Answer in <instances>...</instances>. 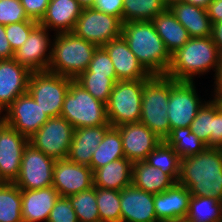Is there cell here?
Returning <instances> with one entry per match:
<instances>
[{"mask_svg":"<svg viewBox=\"0 0 222 222\" xmlns=\"http://www.w3.org/2000/svg\"><path fill=\"white\" fill-rule=\"evenodd\" d=\"M75 81L95 99L107 104L112 89L119 80L100 75H79Z\"/></svg>","mask_w":222,"mask_h":222,"instance_id":"8d00e7d4","label":"cell"},{"mask_svg":"<svg viewBox=\"0 0 222 222\" xmlns=\"http://www.w3.org/2000/svg\"><path fill=\"white\" fill-rule=\"evenodd\" d=\"M74 129L110 125L106 104L95 99L75 80L64 97L61 115Z\"/></svg>","mask_w":222,"mask_h":222,"instance_id":"8992f818","label":"cell"},{"mask_svg":"<svg viewBox=\"0 0 222 222\" xmlns=\"http://www.w3.org/2000/svg\"><path fill=\"white\" fill-rule=\"evenodd\" d=\"M82 10L77 0H50L39 24L54 34L73 32Z\"/></svg>","mask_w":222,"mask_h":222,"instance_id":"44dd1931","label":"cell"},{"mask_svg":"<svg viewBox=\"0 0 222 222\" xmlns=\"http://www.w3.org/2000/svg\"><path fill=\"white\" fill-rule=\"evenodd\" d=\"M47 222H78L74 208L67 197H59L56 200Z\"/></svg>","mask_w":222,"mask_h":222,"instance_id":"b9f144b4","label":"cell"},{"mask_svg":"<svg viewBox=\"0 0 222 222\" xmlns=\"http://www.w3.org/2000/svg\"><path fill=\"white\" fill-rule=\"evenodd\" d=\"M146 163L150 166L159 168L165 174H168L176 183L180 174L181 158L164 140L148 154Z\"/></svg>","mask_w":222,"mask_h":222,"instance_id":"d6a6232c","label":"cell"},{"mask_svg":"<svg viewBox=\"0 0 222 222\" xmlns=\"http://www.w3.org/2000/svg\"><path fill=\"white\" fill-rule=\"evenodd\" d=\"M218 148H219V150H220V152L222 154V143L218 146Z\"/></svg>","mask_w":222,"mask_h":222,"instance_id":"9f6ffc18","label":"cell"},{"mask_svg":"<svg viewBox=\"0 0 222 222\" xmlns=\"http://www.w3.org/2000/svg\"><path fill=\"white\" fill-rule=\"evenodd\" d=\"M211 97L217 102L219 108L222 110V92H212Z\"/></svg>","mask_w":222,"mask_h":222,"instance_id":"816d5d0a","label":"cell"},{"mask_svg":"<svg viewBox=\"0 0 222 222\" xmlns=\"http://www.w3.org/2000/svg\"><path fill=\"white\" fill-rule=\"evenodd\" d=\"M186 216L192 222H222V201L211 196H191Z\"/></svg>","mask_w":222,"mask_h":222,"instance_id":"4dcf8cb0","label":"cell"},{"mask_svg":"<svg viewBox=\"0 0 222 222\" xmlns=\"http://www.w3.org/2000/svg\"><path fill=\"white\" fill-rule=\"evenodd\" d=\"M73 80L49 71L32 72L27 92L49 117H57L61 115L64 97Z\"/></svg>","mask_w":222,"mask_h":222,"instance_id":"ba28073f","label":"cell"},{"mask_svg":"<svg viewBox=\"0 0 222 222\" xmlns=\"http://www.w3.org/2000/svg\"><path fill=\"white\" fill-rule=\"evenodd\" d=\"M55 161L28 143L23 151L20 174L14 184L21 190L52 186Z\"/></svg>","mask_w":222,"mask_h":222,"instance_id":"7c38bea8","label":"cell"},{"mask_svg":"<svg viewBox=\"0 0 222 222\" xmlns=\"http://www.w3.org/2000/svg\"><path fill=\"white\" fill-rule=\"evenodd\" d=\"M121 36L151 75L166 74L171 63V54L151 21L125 22Z\"/></svg>","mask_w":222,"mask_h":222,"instance_id":"3957f363","label":"cell"},{"mask_svg":"<svg viewBox=\"0 0 222 222\" xmlns=\"http://www.w3.org/2000/svg\"><path fill=\"white\" fill-rule=\"evenodd\" d=\"M183 0H162L163 4L166 6V8H170L172 5L176 3H180Z\"/></svg>","mask_w":222,"mask_h":222,"instance_id":"11a10c76","label":"cell"},{"mask_svg":"<svg viewBox=\"0 0 222 222\" xmlns=\"http://www.w3.org/2000/svg\"><path fill=\"white\" fill-rule=\"evenodd\" d=\"M164 141L173 147L181 160L199 154L207 147L190 127L172 129Z\"/></svg>","mask_w":222,"mask_h":222,"instance_id":"f546056e","label":"cell"},{"mask_svg":"<svg viewBox=\"0 0 222 222\" xmlns=\"http://www.w3.org/2000/svg\"><path fill=\"white\" fill-rule=\"evenodd\" d=\"M122 25L123 22L118 17L92 7L83 8L73 32L97 47H103L110 40L121 36Z\"/></svg>","mask_w":222,"mask_h":222,"instance_id":"8fae6325","label":"cell"},{"mask_svg":"<svg viewBox=\"0 0 222 222\" xmlns=\"http://www.w3.org/2000/svg\"><path fill=\"white\" fill-rule=\"evenodd\" d=\"M123 0H95L93 9L118 17L122 21Z\"/></svg>","mask_w":222,"mask_h":222,"instance_id":"f6af8a7d","label":"cell"},{"mask_svg":"<svg viewBox=\"0 0 222 222\" xmlns=\"http://www.w3.org/2000/svg\"><path fill=\"white\" fill-rule=\"evenodd\" d=\"M74 208L78 222H98L100 215L96 200V187L67 197Z\"/></svg>","mask_w":222,"mask_h":222,"instance_id":"e575fe53","label":"cell"},{"mask_svg":"<svg viewBox=\"0 0 222 222\" xmlns=\"http://www.w3.org/2000/svg\"><path fill=\"white\" fill-rule=\"evenodd\" d=\"M21 189L14 183L0 184V222H23Z\"/></svg>","mask_w":222,"mask_h":222,"instance_id":"1f68e13d","label":"cell"},{"mask_svg":"<svg viewBox=\"0 0 222 222\" xmlns=\"http://www.w3.org/2000/svg\"><path fill=\"white\" fill-rule=\"evenodd\" d=\"M162 222H192L187 216L185 217H177L174 219H168Z\"/></svg>","mask_w":222,"mask_h":222,"instance_id":"db71d44e","label":"cell"},{"mask_svg":"<svg viewBox=\"0 0 222 222\" xmlns=\"http://www.w3.org/2000/svg\"><path fill=\"white\" fill-rule=\"evenodd\" d=\"M178 184L192 196H211L222 201V154L218 147H206L201 153L180 161Z\"/></svg>","mask_w":222,"mask_h":222,"instance_id":"6da1fadb","label":"cell"},{"mask_svg":"<svg viewBox=\"0 0 222 222\" xmlns=\"http://www.w3.org/2000/svg\"><path fill=\"white\" fill-rule=\"evenodd\" d=\"M0 118L28 139L50 118L26 92L20 95Z\"/></svg>","mask_w":222,"mask_h":222,"instance_id":"4fadbf2b","label":"cell"},{"mask_svg":"<svg viewBox=\"0 0 222 222\" xmlns=\"http://www.w3.org/2000/svg\"><path fill=\"white\" fill-rule=\"evenodd\" d=\"M80 75H100L108 78H117L111 58L103 47H97L87 70Z\"/></svg>","mask_w":222,"mask_h":222,"instance_id":"f35d334b","label":"cell"},{"mask_svg":"<svg viewBox=\"0 0 222 222\" xmlns=\"http://www.w3.org/2000/svg\"><path fill=\"white\" fill-rule=\"evenodd\" d=\"M175 183L168 174L150 166L146 161H137L132 165V185L138 189L156 195Z\"/></svg>","mask_w":222,"mask_h":222,"instance_id":"4316f807","label":"cell"},{"mask_svg":"<svg viewBox=\"0 0 222 222\" xmlns=\"http://www.w3.org/2000/svg\"><path fill=\"white\" fill-rule=\"evenodd\" d=\"M219 63L220 51L210 36L190 38L171 54V63L165 76L176 81L194 82L195 78L209 72L216 73Z\"/></svg>","mask_w":222,"mask_h":222,"instance_id":"7a4b0ae2","label":"cell"},{"mask_svg":"<svg viewBox=\"0 0 222 222\" xmlns=\"http://www.w3.org/2000/svg\"><path fill=\"white\" fill-rule=\"evenodd\" d=\"M53 36L51 61L47 71L75 80L87 70L97 46L74 32L56 33Z\"/></svg>","mask_w":222,"mask_h":222,"instance_id":"277c9868","label":"cell"},{"mask_svg":"<svg viewBox=\"0 0 222 222\" xmlns=\"http://www.w3.org/2000/svg\"><path fill=\"white\" fill-rule=\"evenodd\" d=\"M38 24L34 20L5 25L6 38L15 52L27 40L31 30Z\"/></svg>","mask_w":222,"mask_h":222,"instance_id":"ab89813d","label":"cell"},{"mask_svg":"<svg viewBox=\"0 0 222 222\" xmlns=\"http://www.w3.org/2000/svg\"><path fill=\"white\" fill-rule=\"evenodd\" d=\"M222 143V110L213 99V126L209 139V147H218Z\"/></svg>","mask_w":222,"mask_h":222,"instance_id":"ee69618b","label":"cell"},{"mask_svg":"<svg viewBox=\"0 0 222 222\" xmlns=\"http://www.w3.org/2000/svg\"><path fill=\"white\" fill-rule=\"evenodd\" d=\"M120 158H125L122 138L120 132L115 127H111L94 151L90 168L94 172L96 169Z\"/></svg>","mask_w":222,"mask_h":222,"instance_id":"f1b7e54d","label":"cell"},{"mask_svg":"<svg viewBox=\"0 0 222 222\" xmlns=\"http://www.w3.org/2000/svg\"><path fill=\"white\" fill-rule=\"evenodd\" d=\"M151 22L170 54H173L190 39L188 31L169 8L156 15Z\"/></svg>","mask_w":222,"mask_h":222,"instance_id":"83f0119b","label":"cell"},{"mask_svg":"<svg viewBox=\"0 0 222 222\" xmlns=\"http://www.w3.org/2000/svg\"><path fill=\"white\" fill-rule=\"evenodd\" d=\"M169 9L188 31L190 38L211 35L212 24L205 8L180 2Z\"/></svg>","mask_w":222,"mask_h":222,"instance_id":"484cf974","label":"cell"},{"mask_svg":"<svg viewBox=\"0 0 222 222\" xmlns=\"http://www.w3.org/2000/svg\"><path fill=\"white\" fill-rule=\"evenodd\" d=\"M122 22L151 21L167 8L162 0H123Z\"/></svg>","mask_w":222,"mask_h":222,"instance_id":"836d02e7","label":"cell"},{"mask_svg":"<svg viewBox=\"0 0 222 222\" xmlns=\"http://www.w3.org/2000/svg\"><path fill=\"white\" fill-rule=\"evenodd\" d=\"M199 96L195 81H176L171 79V91L167 108V117L171 130L190 127L199 108L206 101Z\"/></svg>","mask_w":222,"mask_h":222,"instance_id":"9c48e42d","label":"cell"},{"mask_svg":"<svg viewBox=\"0 0 222 222\" xmlns=\"http://www.w3.org/2000/svg\"><path fill=\"white\" fill-rule=\"evenodd\" d=\"M28 18L40 22L46 13L50 0H20Z\"/></svg>","mask_w":222,"mask_h":222,"instance_id":"7bdbcfd3","label":"cell"},{"mask_svg":"<svg viewBox=\"0 0 222 222\" xmlns=\"http://www.w3.org/2000/svg\"><path fill=\"white\" fill-rule=\"evenodd\" d=\"M121 135L125 158L132 163L145 161L162 141L154 132L142 123L123 124L115 127Z\"/></svg>","mask_w":222,"mask_h":222,"instance_id":"e0dca14e","label":"cell"},{"mask_svg":"<svg viewBox=\"0 0 222 222\" xmlns=\"http://www.w3.org/2000/svg\"><path fill=\"white\" fill-rule=\"evenodd\" d=\"M211 24L222 20V0H212L206 8Z\"/></svg>","mask_w":222,"mask_h":222,"instance_id":"7dc6e473","label":"cell"},{"mask_svg":"<svg viewBox=\"0 0 222 222\" xmlns=\"http://www.w3.org/2000/svg\"><path fill=\"white\" fill-rule=\"evenodd\" d=\"M59 197L53 186L21 190L23 222H47L54 203Z\"/></svg>","mask_w":222,"mask_h":222,"instance_id":"7402d4cb","label":"cell"},{"mask_svg":"<svg viewBox=\"0 0 222 222\" xmlns=\"http://www.w3.org/2000/svg\"><path fill=\"white\" fill-rule=\"evenodd\" d=\"M74 127L62 116L50 117L29 138V144L55 160L67 159Z\"/></svg>","mask_w":222,"mask_h":222,"instance_id":"30bf717a","label":"cell"},{"mask_svg":"<svg viewBox=\"0 0 222 222\" xmlns=\"http://www.w3.org/2000/svg\"><path fill=\"white\" fill-rule=\"evenodd\" d=\"M171 78L153 75L145 84L142 93L140 123L146 125L164 140L171 132L168 119V102Z\"/></svg>","mask_w":222,"mask_h":222,"instance_id":"5b68a950","label":"cell"},{"mask_svg":"<svg viewBox=\"0 0 222 222\" xmlns=\"http://www.w3.org/2000/svg\"><path fill=\"white\" fill-rule=\"evenodd\" d=\"M29 139L0 118V181L14 183Z\"/></svg>","mask_w":222,"mask_h":222,"instance_id":"5bb4252c","label":"cell"},{"mask_svg":"<svg viewBox=\"0 0 222 222\" xmlns=\"http://www.w3.org/2000/svg\"><path fill=\"white\" fill-rule=\"evenodd\" d=\"M214 78V88H212L213 91L211 92H222V63L220 62L217 68L216 73L213 74Z\"/></svg>","mask_w":222,"mask_h":222,"instance_id":"681fc988","label":"cell"},{"mask_svg":"<svg viewBox=\"0 0 222 222\" xmlns=\"http://www.w3.org/2000/svg\"><path fill=\"white\" fill-rule=\"evenodd\" d=\"M103 48L111 58L119 81L150 79L153 76L138 61L122 36L110 40Z\"/></svg>","mask_w":222,"mask_h":222,"instance_id":"d6986e66","label":"cell"},{"mask_svg":"<svg viewBox=\"0 0 222 222\" xmlns=\"http://www.w3.org/2000/svg\"><path fill=\"white\" fill-rule=\"evenodd\" d=\"M15 52L6 38L5 25L0 24V60L13 59Z\"/></svg>","mask_w":222,"mask_h":222,"instance_id":"bcb514c9","label":"cell"},{"mask_svg":"<svg viewBox=\"0 0 222 222\" xmlns=\"http://www.w3.org/2000/svg\"><path fill=\"white\" fill-rule=\"evenodd\" d=\"M97 207L102 222H121L120 191L96 187Z\"/></svg>","mask_w":222,"mask_h":222,"instance_id":"d590c367","label":"cell"},{"mask_svg":"<svg viewBox=\"0 0 222 222\" xmlns=\"http://www.w3.org/2000/svg\"><path fill=\"white\" fill-rule=\"evenodd\" d=\"M149 79L117 81L106 104L107 117L112 127L139 123L142 93Z\"/></svg>","mask_w":222,"mask_h":222,"instance_id":"52a82bcc","label":"cell"},{"mask_svg":"<svg viewBox=\"0 0 222 222\" xmlns=\"http://www.w3.org/2000/svg\"><path fill=\"white\" fill-rule=\"evenodd\" d=\"M211 1L212 0H183L182 2L187 3V4H191V5H195V6H199V7L206 9Z\"/></svg>","mask_w":222,"mask_h":222,"instance_id":"f907efd6","label":"cell"},{"mask_svg":"<svg viewBox=\"0 0 222 222\" xmlns=\"http://www.w3.org/2000/svg\"><path fill=\"white\" fill-rule=\"evenodd\" d=\"M31 71L13 59L0 60V115L28 91Z\"/></svg>","mask_w":222,"mask_h":222,"instance_id":"ac0fdd59","label":"cell"},{"mask_svg":"<svg viewBox=\"0 0 222 222\" xmlns=\"http://www.w3.org/2000/svg\"><path fill=\"white\" fill-rule=\"evenodd\" d=\"M111 125H99L74 129L67 159L90 167L92 155Z\"/></svg>","mask_w":222,"mask_h":222,"instance_id":"603a6c76","label":"cell"},{"mask_svg":"<svg viewBox=\"0 0 222 222\" xmlns=\"http://www.w3.org/2000/svg\"><path fill=\"white\" fill-rule=\"evenodd\" d=\"M31 20L28 18L20 0L0 1V24L8 25Z\"/></svg>","mask_w":222,"mask_h":222,"instance_id":"60d3db41","label":"cell"},{"mask_svg":"<svg viewBox=\"0 0 222 222\" xmlns=\"http://www.w3.org/2000/svg\"><path fill=\"white\" fill-rule=\"evenodd\" d=\"M210 37L218 50L222 51V20L212 23Z\"/></svg>","mask_w":222,"mask_h":222,"instance_id":"c3c4849f","label":"cell"},{"mask_svg":"<svg viewBox=\"0 0 222 222\" xmlns=\"http://www.w3.org/2000/svg\"><path fill=\"white\" fill-rule=\"evenodd\" d=\"M220 62L222 63V51H220Z\"/></svg>","mask_w":222,"mask_h":222,"instance_id":"6f0895ef","label":"cell"},{"mask_svg":"<svg viewBox=\"0 0 222 222\" xmlns=\"http://www.w3.org/2000/svg\"><path fill=\"white\" fill-rule=\"evenodd\" d=\"M209 98L199 108L195 119L190 125L191 132L195 133L207 147H209V139L213 126V98Z\"/></svg>","mask_w":222,"mask_h":222,"instance_id":"74e56055","label":"cell"},{"mask_svg":"<svg viewBox=\"0 0 222 222\" xmlns=\"http://www.w3.org/2000/svg\"><path fill=\"white\" fill-rule=\"evenodd\" d=\"M50 30L39 23L31 30L24 44L15 51L14 59L31 72L47 71L52 55Z\"/></svg>","mask_w":222,"mask_h":222,"instance_id":"9a60e30c","label":"cell"},{"mask_svg":"<svg viewBox=\"0 0 222 222\" xmlns=\"http://www.w3.org/2000/svg\"><path fill=\"white\" fill-rule=\"evenodd\" d=\"M77 1L83 8H91L95 3V0H77Z\"/></svg>","mask_w":222,"mask_h":222,"instance_id":"f5cc1de1","label":"cell"},{"mask_svg":"<svg viewBox=\"0 0 222 222\" xmlns=\"http://www.w3.org/2000/svg\"><path fill=\"white\" fill-rule=\"evenodd\" d=\"M52 186L60 197H69L93 187V171L89 166L68 159L56 160Z\"/></svg>","mask_w":222,"mask_h":222,"instance_id":"2e32d148","label":"cell"},{"mask_svg":"<svg viewBox=\"0 0 222 222\" xmlns=\"http://www.w3.org/2000/svg\"><path fill=\"white\" fill-rule=\"evenodd\" d=\"M191 194L178 183L154 195V208L157 219L162 222L177 217H185L189 209Z\"/></svg>","mask_w":222,"mask_h":222,"instance_id":"cb8c5ba5","label":"cell"},{"mask_svg":"<svg viewBox=\"0 0 222 222\" xmlns=\"http://www.w3.org/2000/svg\"><path fill=\"white\" fill-rule=\"evenodd\" d=\"M132 165L126 158H120L93 172V186L121 191L132 185Z\"/></svg>","mask_w":222,"mask_h":222,"instance_id":"d4e9b609","label":"cell"},{"mask_svg":"<svg viewBox=\"0 0 222 222\" xmlns=\"http://www.w3.org/2000/svg\"><path fill=\"white\" fill-rule=\"evenodd\" d=\"M121 222H160L155 214L154 195L133 185L120 191Z\"/></svg>","mask_w":222,"mask_h":222,"instance_id":"ffe728a7","label":"cell"}]
</instances>
